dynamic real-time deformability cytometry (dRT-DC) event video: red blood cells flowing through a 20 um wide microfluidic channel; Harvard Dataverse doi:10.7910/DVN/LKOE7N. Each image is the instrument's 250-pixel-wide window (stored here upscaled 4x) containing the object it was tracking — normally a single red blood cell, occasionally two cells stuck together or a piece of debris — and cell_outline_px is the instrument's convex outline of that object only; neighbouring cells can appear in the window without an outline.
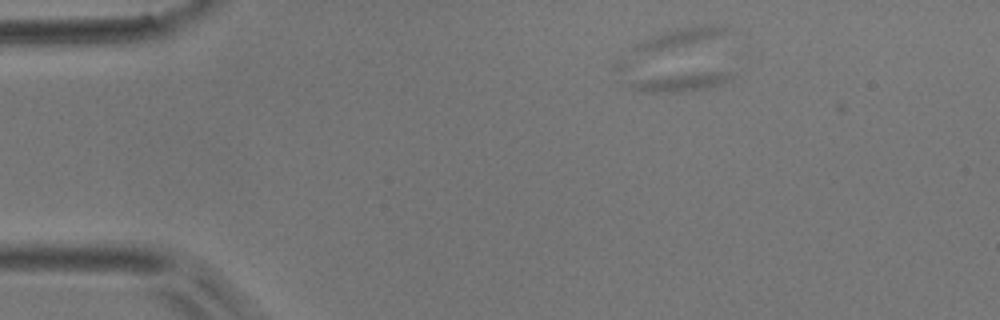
{"species": "common noctule bat (a hibernating species)", "species_latin": "Nyctalus noctula", "temperature_condition": "room temperature", "stored_images_in_passage": 4, "camera_frame_rate_fps": 3000, "um_per_image_px": 0.085, "animal": {"sex": "male", "body_mass_g": 17.9}, "frame": {"image": 1, "passage_image": 4, "time_ms": 5.667, "image_size_px": [1000, 320], "cell_outline_px": [[732, 80], [716, 88], [680, 92], [648, 92], [632, 88], [628, 84], [628, 80], [700, 72], [732, 72]], "centroid_in_image_um": [57.97, 6.99], "position_along_channel_um": 27.0, "area_um2": 11.1}}